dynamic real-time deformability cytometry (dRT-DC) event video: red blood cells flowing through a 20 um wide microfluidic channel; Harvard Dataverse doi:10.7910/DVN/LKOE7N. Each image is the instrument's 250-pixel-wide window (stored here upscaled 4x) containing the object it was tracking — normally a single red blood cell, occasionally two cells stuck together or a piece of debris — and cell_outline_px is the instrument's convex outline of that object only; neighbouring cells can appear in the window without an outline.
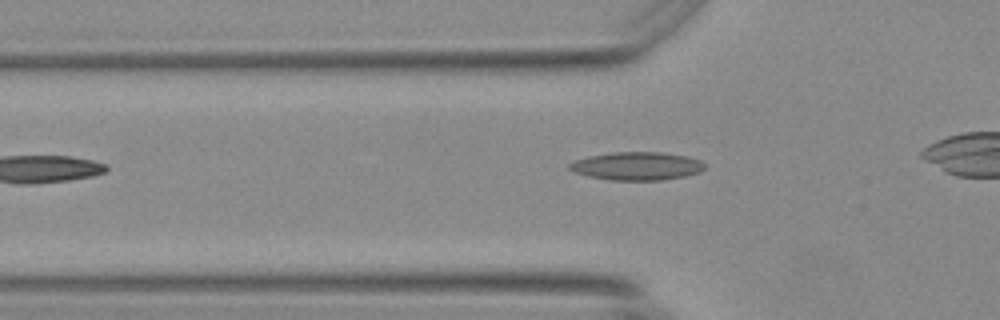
{"species": "Egyptian fruit bat (a non-hibernating species)", "species_latin": "Rousettus aegyptiacus", "temperature_condition": "warm", "stored_images_in_passage": 30, "camera_frame_rate_fps": 3000, "um_per_image_px": 0.085, "animal": {"sex": "female"}, "frame": {"image": 1, "passage_image": 4, "time_ms": 1.0, "image_size_px": [1000, 320], "cell_outline_px": [[704, 168], [700, 172], [684, 176], [660, 180], [612, 180], [588, 176], [576, 172], [568, 168], [568, 164], [576, 160], [588, 156], [612, 152], [660, 152], [688, 156], [700, 160], [704, 164]], "centroid_in_image_um": [54.14, 14.11], "position_along_channel_um": 71.7, "area_um2": 22.08}}
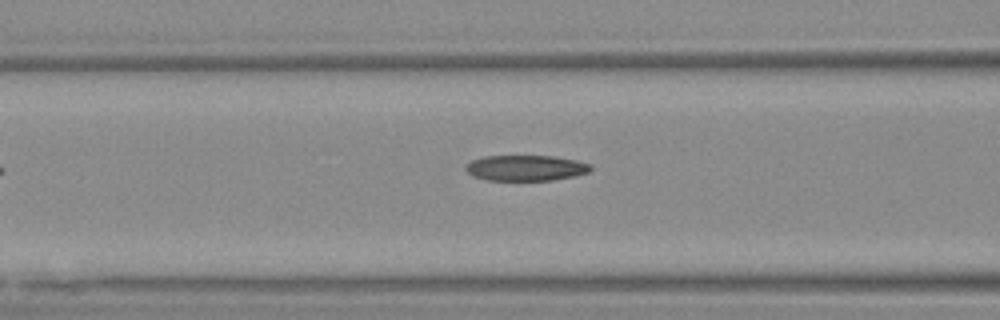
{"frame": {"image": 2, "passage_image": 8, "time_ms": 2.333, "image_size_px": [1000, 320], "cell_outline_px": [[592, 168], [588, 172], [572, 176], [552, 180], [488, 180], [472, 176], [464, 168], [472, 160], [484, 156], [552, 156], [576, 160], [592, 164]], "centroid_in_image_um": [44.69, 14.27], "position_along_channel_um": 121.9, "area_um2": 18.55}}
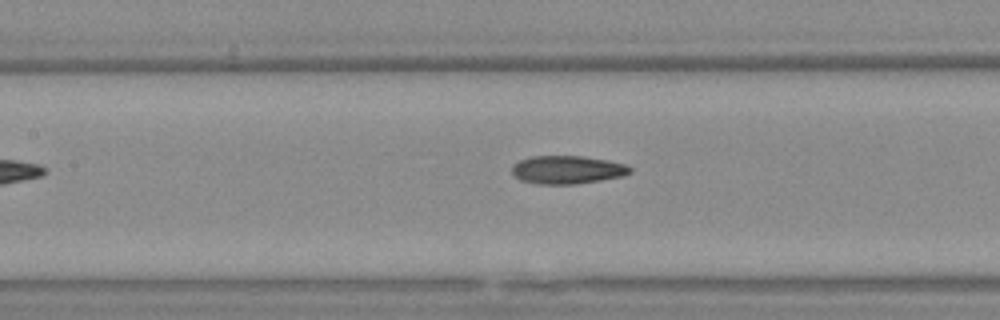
{"frame": {"image": 3, "passage_image": 11, "time_ms": 3.333, "image_size_px": [1000, 320], "cell_outline_px": [[632, 172], [624, 176], [576, 184], [540, 184], [520, 180], [512, 172], [512, 164], [520, 160], [532, 156], [580, 156], [608, 160], [628, 164], [632, 168]], "centroid_in_image_um": [48.25, 14.42], "position_along_channel_um": 159.1, "area_um2": 19.48}}